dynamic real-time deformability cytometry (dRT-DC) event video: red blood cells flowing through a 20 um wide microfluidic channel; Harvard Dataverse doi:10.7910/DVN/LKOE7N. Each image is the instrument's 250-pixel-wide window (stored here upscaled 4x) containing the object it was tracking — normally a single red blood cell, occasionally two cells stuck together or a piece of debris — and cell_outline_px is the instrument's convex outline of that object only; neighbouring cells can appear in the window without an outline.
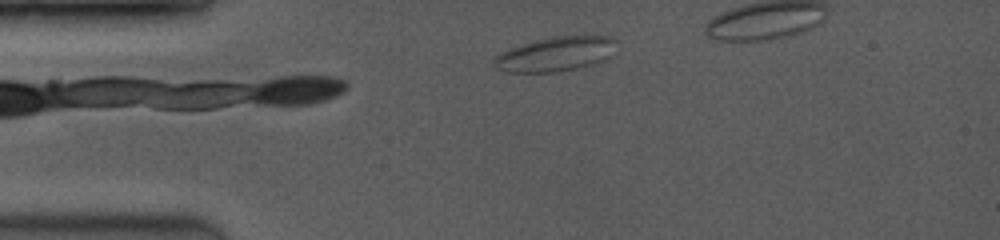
{"species": "common noctule bat (a hibernating species)", "species_latin": "Nyctalus noctula", "temperature_condition": "room temperature", "stored_images_in_passage": 45, "segment_of_instrument_passage": [1, 2], "camera_frame_rate_fps": 3500, "um_per_image_px": 0.085, "animal": {"sex": "female", "body_mass_g": 19.0, "forearm_length_mm": 53.3}, "frame": {"image": 1, "passage_image": 5, "time_ms": 1.143, "image_size_px": [1000, 240], "cell_outline_px": [[616, 40], [608, 56], [604, 60], [592, 64], [576, 68], [556, 72], [508, 72], [496, 68], [492, 64], [492, 60], [500, 52], [524, 44], [556, 36], [612, 36]], "centroid_in_image_um": [47.18, 4.61], "position_along_channel_um": 37.8, "area_um2": 24.04}}
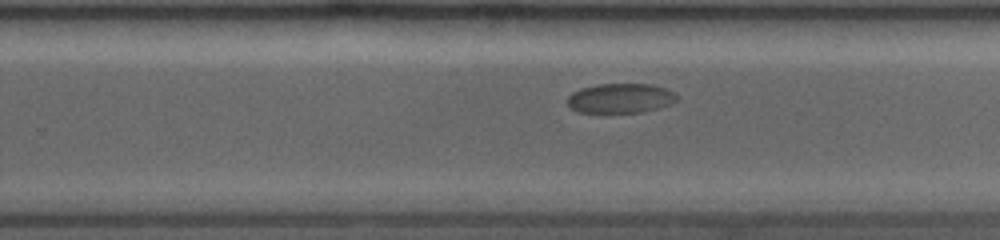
{"frame": {"image": 2, "passage_image": 30, "time_ms": 8.286, "image_size_px": [1000, 240], "cell_outline_px": [[680, 100], [672, 104], [644, 112], [580, 112], [572, 108], [568, 104], [568, 96], [572, 92], [580, 88], [596, 84], [652, 84], [676, 92], [680, 96]], "centroid_in_image_um": [52.81, 8.34], "position_along_channel_um": 277.0, "area_um2": 19.13}}
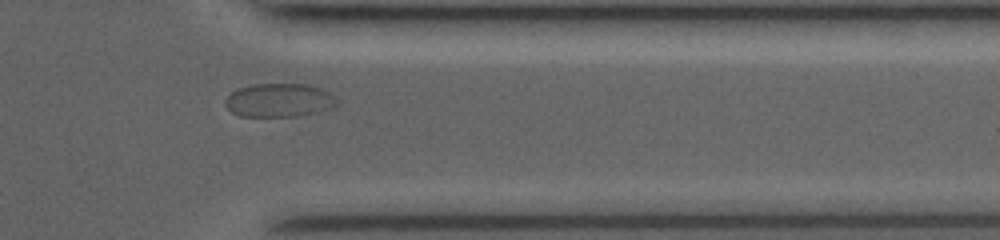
{"frame": {"image": 3, "passage_image": 40, "time_ms": 11.143, "image_size_px": [1000, 240], "cell_outline_px": [[340, 100], [336, 108], [300, 116], [240, 116], [232, 112], [224, 104], [224, 100], [236, 88], [252, 84], [308, 84], [320, 88], [328, 92]], "centroid_in_image_um": [23.77, 8.52], "position_along_channel_um": 387.6, "area_um2": 22.2}}